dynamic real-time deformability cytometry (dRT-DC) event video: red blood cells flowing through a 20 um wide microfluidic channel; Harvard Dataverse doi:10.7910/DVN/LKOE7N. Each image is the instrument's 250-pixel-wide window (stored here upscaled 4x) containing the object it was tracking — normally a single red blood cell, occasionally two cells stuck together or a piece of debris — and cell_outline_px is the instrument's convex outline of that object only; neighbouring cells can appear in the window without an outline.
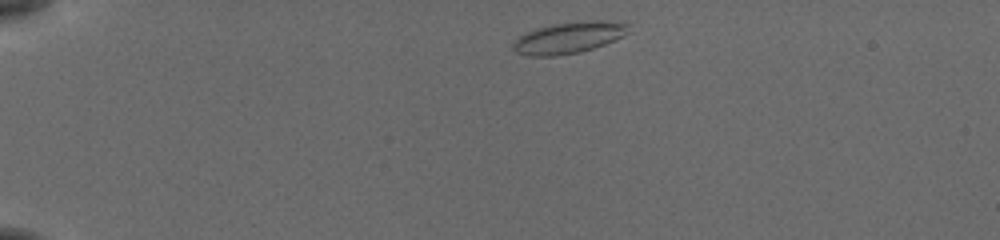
{"species": "common noctule bat (a hibernating species)", "species_latin": "Nyctalus noctula", "temperature_condition": "cold", "stored_images_in_passage": 45, "camera_frame_rate_fps": 3000, "um_per_image_px": 0.085, "animal": {"sex": "female", "body_mass_g": 19.5, "forearm_length_mm": 54.1}, "frame": {"image": 1, "passage_image": 2, "time_ms": 0.333, "image_size_px": [1000, 240], "cell_outline_px": [[632, 24], [628, 32], [624, 36], [604, 44], [580, 52], [556, 56], [528, 56], [516, 52], [512, 48], [512, 44], [520, 36], [536, 28], [548, 24], [584, 20], [600, 20]], "centroid_in_image_um": [48.36, 3.19], "position_along_channel_um": 36.6, "area_um2": 21.33}}
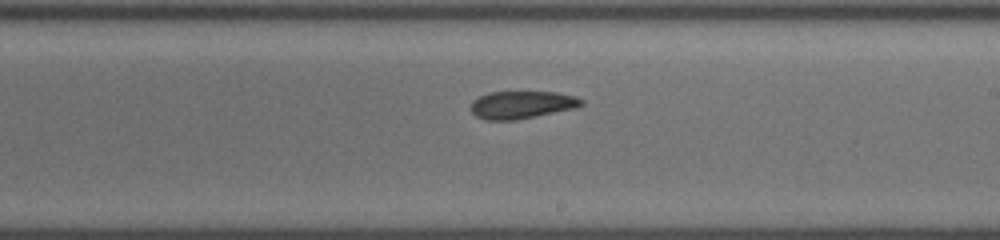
{"frame": {"image": 2, "passage_image": 24, "time_ms": 7.667, "image_size_px": [1000, 240], "cell_outline_px": [[584, 104], [576, 108], [516, 120], [484, 120], [476, 116], [472, 112], [472, 100], [488, 92], [556, 92], [576, 96], [584, 100]], "centroid_in_image_um": [44.37, 8.9], "position_along_channel_um": 244.6, "area_um2": 17.86}}
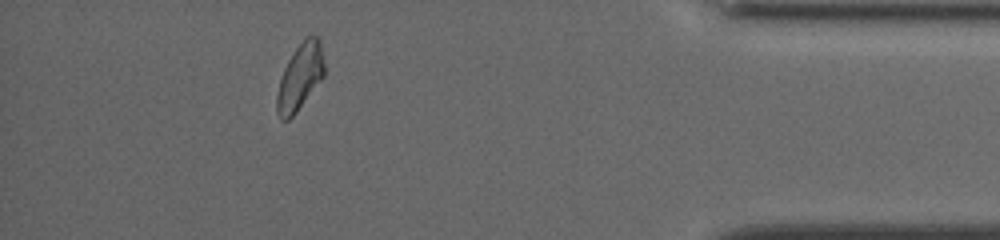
{"frame": {"image": 3, "passage_image": 40, "time_ms": 13.0, "image_size_px": [1000, 240], "cell_outline_px": [[324, 76], [296, 112], [288, 120], [280, 120], [276, 112], [276, 96], [280, 80], [284, 68], [288, 60], [304, 36], [316, 36], [320, 40], [324, 64]], "centroid_in_image_um": [25.49, 6.54], "position_along_channel_um": 409.7, "area_um2": 18.21}, "authors_computed_cell_mechanics": {"area_um2": 18.496, "velocity_mm_per_s": 3.7954, "shape_relaxation_time_tau1_ms": null, "shape_relaxation_time_tau2_ms": 2.4903, "deformation_change_tau1": null, "deformation_change_tau2": 0.0877}}